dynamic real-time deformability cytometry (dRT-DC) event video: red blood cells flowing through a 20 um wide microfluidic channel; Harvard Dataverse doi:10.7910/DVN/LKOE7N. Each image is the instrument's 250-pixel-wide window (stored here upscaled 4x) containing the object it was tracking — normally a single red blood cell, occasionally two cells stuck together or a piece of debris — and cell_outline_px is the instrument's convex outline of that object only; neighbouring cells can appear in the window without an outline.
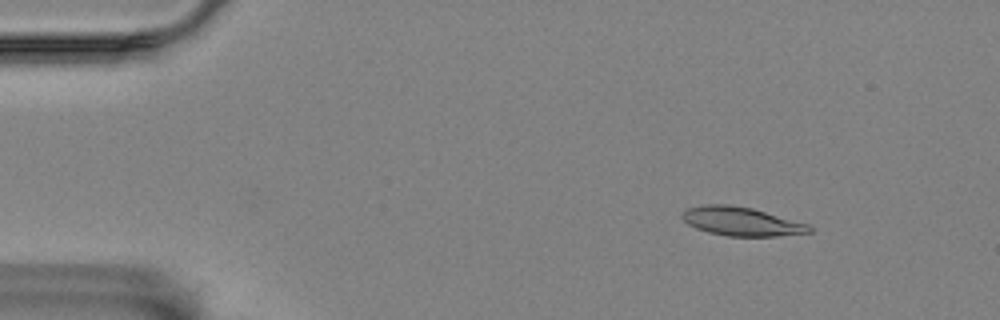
{"species": "Egyptian fruit bat (a non-hibernating species)", "species_latin": "Rousettus aegyptiacus", "temperature_condition": "room temperature", "stored_images_in_passage": 52, "camera_frame_rate_fps": 3000, "um_per_image_px": 0.085, "animal": {"sex": "female"}, "frame": {"image": 1, "passage_image": 2, "time_ms": 0.333, "image_size_px": [1000, 320], "cell_outline_px": [[812, 232], [776, 236], [728, 236], [708, 232], [696, 228], [688, 224], [680, 216], [688, 208], [704, 204], [728, 204], [752, 208], [808, 224], [812, 228]], "centroid_in_image_um": [63.0, 18.82], "position_along_channel_um": 22.0, "area_um2": 21.15}}
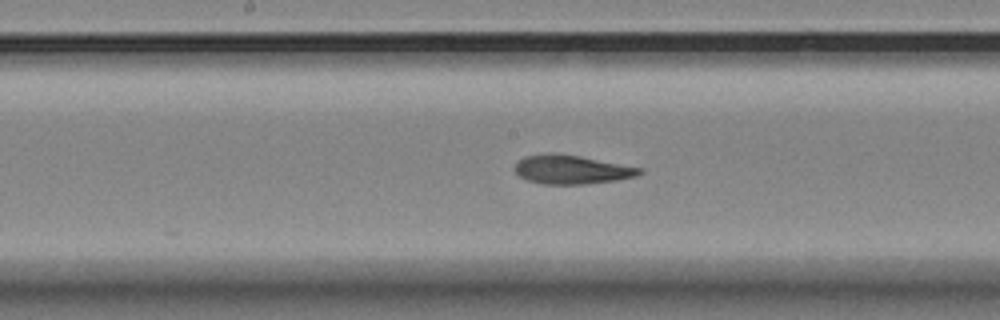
{"frame": {"image": 2, "passage_image": 24, "time_ms": 7.667, "image_size_px": [1000, 320], "cell_outline_px": [[644, 172], [636, 176], [616, 180], [584, 184], [540, 184], [524, 180], [512, 168], [524, 156], [580, 156], [644, 168]], "centroid_in_image_um": [48.64, 14.46], "position_along_channel_um": 199.6, "area_um2": 20.4}}
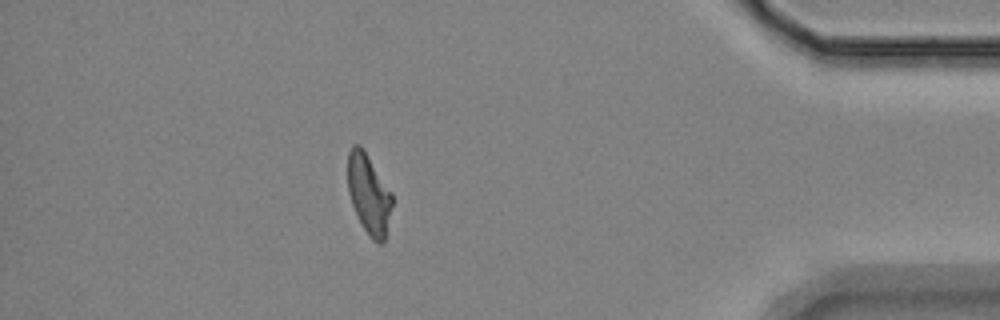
{"frame": {"image": 3, "passage_image": 45, "time_ms": 14.667, "image_size_px": [1000, 320], "cell_outline_px": [[392, 204], [384, 244], [380, 244], [372, 240], [368, 236], [352, 204], [348, 192], [348, 152], [352, 144], [360, 144], [364, 148], [392, 192]], "centroid_in_image_um": [31.35, 16.47], "position_along_channel_um": 403.8, "area_um2": 20.81}, "authors_computed_cell_mechanics": {"area_um2": 21.1837, "velocity_mm_per_s": 3.5044, "shape_relaxation_time_tau1_ms": 8.0797, "shape_relaxation_time_tau2_ms": 2.8908, "deformation_change_tau1": 0.2282, "deformation_change_tau2": 0.1066}}